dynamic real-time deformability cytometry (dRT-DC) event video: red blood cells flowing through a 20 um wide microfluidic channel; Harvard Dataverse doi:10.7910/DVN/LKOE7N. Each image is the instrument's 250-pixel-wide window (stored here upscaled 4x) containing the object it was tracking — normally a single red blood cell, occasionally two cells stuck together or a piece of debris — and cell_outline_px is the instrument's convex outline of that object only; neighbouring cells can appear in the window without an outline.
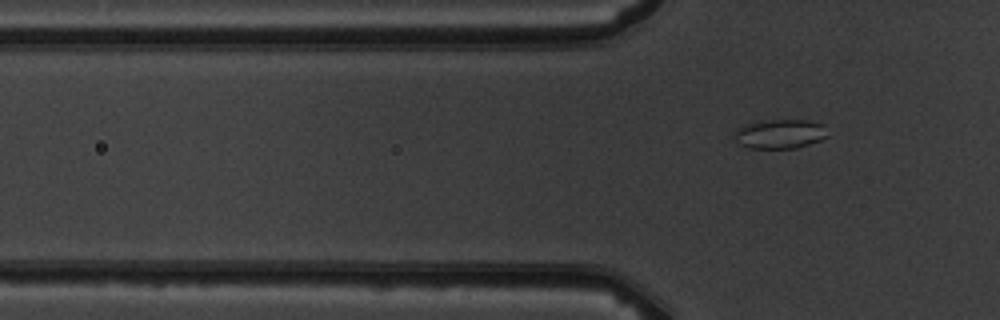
{"species": "common noctule bat (a hibernating species)", "species_latin": "Nyctalus noctula", "temperature_condition": "warm", "stored_images_in_passage": 6, "camera_frame_rate_fps": 3000, "um_per_image_px": 0.085, "animal": {"sex": "male", "body_mass_g": 19.5, "forearm_length_mm": 54.6}, "frame": {"image": 1, "passage_image": 6, "time_ms": 7.667, "image_size_px": [1000, 320], "cell_outline_px": [[828, 136], [820, 140], [796, 148], [748, 148], [740, 144], [732, 136], [732, 132], [736, 128], [748, 124], [772, 120], [804, 120], [824, 124]], "centroid_in_image_um": [66.27, 11.39], "position_along_channel_um": 59.5, "area_um2": 15.84}}